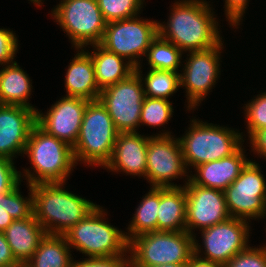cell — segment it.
Here are the masks:
<instances>
[{
  "label": "cell",
  "instance_id": "cell-1",
  "mask_svg": "<svg viewBox=\"0 0 266 267\" xmlns=\"http://www.w3.org/2000/svg\"><path fill=\"white\" fill-rule=\"evenodd\" d=\"M206 0H177L169 19L158 23L159 35L183 52L213 48L222 42L214 8ZM221 36V37H220Z\"/></svg>",
  "mask_w": 266,
  "mask_h": 267
},
{
  "label": "cell",
  "instance_id": "cell-2",
  "mask_svg": "<svg viewBox=\"0 0 266 267\" xmlns=\"http://www.w3.org/2000/svg\"><path fill=\"white\" fill-rule=\"evenodd\" d=\"M65 185V182L32 185L33 215L46 234L63 235L97 206L69 192Z\"/></svg>",
  "mask_w": 266,
  "mask_h": 267
},
{
  "label": "cell",
  "instance_id": "cell-3",
  "mask_svg": "<svg viewBox=\"0 0 266 267\" xmlns=\"http://www.w3.org/2000/svg\"><path fill=\"white\" fill-rule=\"evenodd\" d=\"M24 154L29 157V169L20 171L27 185L40 183H66L76 161L73 147L63 140L47 134L35 124L28 136Z\"/></svg>",
  "mask_w": 266,
  "mask_h": 267
},
{
  "label": "cell",
  "instance_id": "cell-4",
  "mask_svg": "<svg viewBox=\"0 0 266 267\" xmlns=\"http://www.w3.org/2000/svg\"><path fill=\"white\" fill-rule=\"evenodd\" d=\"M190 122L184 136L178 137L188 170L230 156L243 146L245 134L239 130L193 118Z\"/></svg>",
  "mask_w": 266,
  "mask_h": 267
},
{
  "label": "cell",
  "instance_id": "cell-5",
  "mask_svg": "<svg viewBox=\"0 0 266 267\" xmlns=\"http://www.w3.org/2000/svg\"><path fill=\"white\" fill-rule=\"evenodd\" d=\"M118 130L112 121L105 106L100 100L87 103L82 124L73 146L75 161L78 164L100 166L102 168L110 161Z\"/></svg>",
  "mask_w": 266,
  "mask_h": 267
},
{
  "label": "cell",
  "instance_id": "cell-6",
  "mask_svg": "<svg viewBox=\"0 0 266 267\" xmlns=\"http://www.w3.org/2000/svg\"><path fill=\"white\" fill-rule=\"evenodd\" d=\"M105 211L97 205L83 220L63 234L70 248L88 257L129 254L125 232L106 221Z\"/></svg>",
  "mask_w": 266,
  "mask_h": 267
},
{
  "label": "cell",
  "instance_id": "cell-7",
  "mask_svg": "<svg viewBox=\"0 0 266 267\" xmlns=\"http://www.w3.org/2000/svg\"><path fill=\"white\" fill-rule=\"evenodd\" d=\"M131 267L188 263L194 255V236L187 231H154L129 241Z\"/></svg>",
  "mask_w": 266,
  "mask_h": 267
},
{
  "label": "cell",
  "instance_id": "cell-8",
  "mask_svg": "<svg viewBox=\"0 0 266 267\" xmlns=\"http://www.w3.org/2000/svg\"><path fill=\"white\" fill-rule=\"evenodd\" d=\"M51 17L75 49L99 44L106 28L97 0H61L51 11Z\"/></svg>",
  "mask_w": 266,
  "mask_h": 267
},
{
  "label": "cell",
  "instance_id": "cell-9",
  "mask_svg": "<svg viewBox=\"0 0 266 267\" xmlns=\"http://www.w3.org/2000/svg\"><path fill=\"white\" fill-rule=\"evenodd\" d=\"M139 17L106 23L99 43L108 51L126 59L135 68L142 64L141 57H146L150 44L159 34V21Z\"/></svg>",
  "mask_w": 266,
  "mask_h": 267
},
{
  "label": "cell",
  "instance_id": "cell-10",
  "mask_svg": "<svg viewBox=\"0 0 266 267\" xmlns=\"http://www.w3.org/2000/svg\"><path fill=\"white\" fill-rule=\"evenodd\" d=\"M261 172L263 171L259 163L251 159L240 175L224 190L230 217L249 222H251L250 219H265L266 179Z\"/></svg>",
  "mask_w": 266,
  "mask_h": 267
},
{
  "label": "cell",
  "instance_id": "cell-11",
  "mask_svg": "<svg viewBox=\"0 0 266 267\" xmlns=\"http://www.w3.org/2000/svg\"><path fill=\"white\" fill-rule=\"evenodd\" d=\"M146 159L145 180L150 183V187H177L173 180L185 176V180H189L180 141L168 130L154 136L150 135Z\"/></svg>",
  "mask_w": 266,
  "mask_h": 267
},
{
  "label": "cell",
  "instance_id": "cell-12",
  "mask_svg": "<svg viewBox=\"0 0 266 267\" xmlns=\"http://www.w3.org/2000/svg\"><path fill=\"white\" fill-rule=\"evenodd\" d=\"M223 43L205 50L186 52L188 57L185 58L184 68H180L183 71L180 73V87H185L187 93V110H195L217 84L221 75Z\"/></svg>",
  "mask_w": 266,
  "mask_h": 267
},
{
  "label": "cell",
  "instance_id": "cell-13",
  "mask_svg": "<svg viewBox=\"0 0 266 267\" xmlns=\"http://www.w3.org/2000/svg\"><path fill=\"white\" fill-rule=\"evenodd\" d=\"M250 229L247 220L234 217L202 229L200 232L203 246L198 243L194 235V254L202 259L226 265L235 255L249 246Z\"/></svg>",
  "mask_w": 266,
  "mask_h": 267
},
{
  "label": "cell",
  "instance_id": "cell-14",
  "mask_svg": "<svg viewBox=\"0 0 266 267\" xmlns=\"http://www.w3.org/2000/svg\"><path fill=\"white\" fill-rule=\"evenodd\" d=\"M144 99L142 81L136 72L101 90L99 95L119 133L138 132Z\"/></svg>",
  "mask_w": 266,
  "mask_h": 267
},
{
  "label": "cell",
  "instance_id": "cell-15",
  "mask_svg": "<svg viewBox=\"0 0 266 267\" xmlns=\"http://www.w3.org/2000/svg\"><path fill=\"white\" fill-rule=\"evenodd\" d=\"M186 194V231L195 235L199 231L230 218L226 207L224 191L193 184L190 180L184 183ZM194 230V232H193Z\"/></svg>",
  "mask_w": 266,
  "mask_h": 267
},
{
  "label": "cell",
  "instance_id": "cell-16",
  "mask_svg": "<svg viewBox=\"0 0 266 267\" xmlns=\"http://www.w3.org/2000/svg\"><path fill=\"white\" fill-rule=\"evenodd\" d=\"M88 102L83 98L64 96L54 105L52 104L45 114L37 111L36 124L47 134L73 147L77 141Z\"/></svg>",
  "mask_w": 266,
  "mask_h": 267
},
{
  "label": "cell",
  "instance_id": "cell-17",
  "mask_svg": "<svg viewBox=\"0 0 266 267\" xmlns=\"http://www.w3.org/2000/svg\"><path fill=\"white\" fill-rule=\"evenodd\" d=\"M36 124V112L19 105L0 104V156L13 160L24 156L32 127Z\"/></svg>",
  "mask_w": 266,
  "mask_h": 267
},
{
  "label": "cell",
  "instance_id": "cell-18",
  "mask_svg": "<svg viewBox=\"0 0 266 267\" xmlns=\"http://www.w3.org/2000/svg\"><path fill=\"white\" fill-rule=\"evenodd\" d=\"M150 136L138 132L119 133L114 144L113 154L105 169L110 172L146 178L147 146Z\"/></svg>",
  "mask_w": 266,
  "mask_h": 267
},
{
  "label": "cell",
  "instance_id": "cell-19",
  "mask_svg": "<svg viewBox=\"0 0 266 267\" xmlns=\"http://www.w3.org/2000/svg\"><path fill=\"white\" fill-rule=\"evenodd\" d=\"M242 146L230 156L220 160L207 162L195 167V173L189 180L196 185L224 191L240 175L242 169L250 161Z\"/></svg>",
  "mask_w": 266,
  "mask_h": 267
},
{
  "label": "cell",
  "instance_id": "cell-20",
  "mask_svg": "<svg viewBox=\"0 0 266 267\" xmlns=\"http://www.w3.org/2000/svg\"><path fill=\"white\" fill-rule=\"evenodd\" d=\"M77 54L68 65L65 74L66 95L83 98L88 101L98 100L100 89L96 83L92 58L86 47L77 48Z\"/></svg>",
  "mask_w": 266,
  "mask_h": 267
},
{
  "label": "cell",
  "instance_id": "cell-21",
  "mask_svg": "<svg viewBox=\"0 0 266 267\" xmlns=\"http://www.w3.org/2000/svg\"><path fill=\"white\" fill-rule=\"evenodd\" d=\"M3 234L15 260L26 264L32 258L46 232L32 215L29 218L14 220Z\"/></svg>",
  "mask_w": 266,
  "mask_h": 267
},
{
  "label": "cell",
  "instance_id": "cell-22",
  "mask_svg": "<svg viewBox=\"0 0 266 267\" xmlns=\"http://www.w3.org/2000/svg\"><path fill=\"white\" fill-rule=\"evenodd\" d=\"M157 231H186L185 188L160 187V201L157 213Z\"/></svg>",
  "mask_w": 266,
  "mask_h": 267
},
{
  "label": "cell",
  "instance_id": "cell-23",
  "mask_svg": "<svg viewBox=\"0 0 266 267\" xmlns=\"http://www.w3.org/2000/svg\"><path fill=\"white\" fill-rule=\"evenodd\" d=\"M31 81L29 74L16 61L2 66L0 69V104L24 106L37 112L39 109L28 102L33 89Z\"/></svg>",
  "mask_w": 266,
  "mask_h": 267
},
{
  "label": "cell",
  "instance_id": "cell-24",
  "mask_svg": "<svg viewBox=\"0 0 266 267\" xmlns=\"http://www.w3.org/2000/svg\"><path fill=\"white\" fill-rule=\"evenodd\" d=\"M90 46L93 47V51H87L92 58L96 83L100 90H104L105 88L128 78L135 72V67L126 61V59L108 51L100 44Z\"/></svg>",
  "mask_w": 266,
  "mask_h": 267
},
{
  "label": "cell",
  "instance_id": "cell-25",
  "mask_svg": "<svg viewBox=\"0 0 266 267\" xmlns=\"http://www.w3.org/2000/svg\"><path fill=\"white\" fill-rule=\"evenodd\" d=\"M72 249L64 235L46 234L40 241L27 267H71Z\"/></svg>",
  "mask_w": 266,
  "mask_h": 267
},
{
  "label": "cell",
  "instance_id": "cell-26",
  "mask_svg": "<svg viewBox=\"0 0 266 267\" xmlns=\"http://www.w3.org/2000/svg\"><path fill=\"white\" fill-rule=\"evenodd\" d=\"M160 201V187H151L143 196L125 235L128 242L139 235L157 231V213Z\"/></svg>",
  "mask_w": 266,
  "mask_h": 267
},
{
  "label": "cell",
  "instance_id": "cell-27",
  "mask_svg": "<svg viewBox=\"0 0 266 267\" xmlns=\"http://www.w3.org/2000/svg\"><path fill=\"white\" fill-rule=\"evenodd\" d=\"M21 182L10 192L0 193V232L14 221L29 218L33 215V191L32 185L29 187L28 197L20 193Z\"/></svg>",
  "mask_w": 266,
  "mask_h": 267
},
{
  "label": "cell",
  "instance_id": "cell-28",
  "mask_svg": "<svg viewBox=\"0 0 266 267\" xmlns=\"http://www.w3.org/2000/svg\"><path fill=\"white\" fill-rule=\"evenodd\" d=\"M142 65L135 68L139 75L145 92V97L167 99L180 88V73L171 70L149 69L144 77ZM143 76V77H142Z\"/></svg>",
  "mask_w": 266,
  "mask_h": 267
},
{
  "label": "cell",
  "instance_id": "cell-29",
  "mask_svg": "<svg viewBox=\"0 0 266 267\" xmlns=\"http://www.w3.org/2000/svg\"><path fill=\"white\" fill-rule=\"evenodd\" d=\"M183 51L159 34L150 44L146 59L150 68L180 72Z\"/></svg>",
  "mask_w": 266,
  "mask_h": 267
},
{
  "label": "cell",
  "instance_id": "cell-30",
  "mask_svg": "<svg viewBox=\"0 0 266 267\" xmlns=\"http://www.w3.org/2000/svg\"><path fill=\"white\" fill-rule=\"evenodd\" d=\"M172 102L167 99L145 97L140 114L139 127L147 125L151 127H162L171 119L173 111Z\"/></svg>",
  "mask_w": 266,
  "mask_h": 267
},
{
  "label": "cell",
  "instance_id": "cell-31",
  "mask_svg": "<svg viewBox=\"0 0 266 267\" xmlns=\"http://www.w3.org/2000/svg\"><path fill=\"white\" fill-rule=\"evenodd\" d=\"M106 23L133 18L142 12L145 0H97ZM142 8V9H141Z\"/></svg>",
  "mask_w": 266,
  "mask_h": 267
},
{
  "label": "cell",
  "instance_id": "cell-32",
  "mask_svg": "<svg viewBox=\"0 0 266 267\" xmlns=\"http://www.w3.org/2000/svg\"><path fill=\"white\" fill-rule=\"evenodd\" d=\"M245 119L248 139L258 130L266 128V91L245 104Z\"/></svg>",
  "mask_w": 266,
  "mask_h": 267
},
{
  "label": "cell",
  "instance_id": "cell-33",
  "mask_svg": "<svg viewBox=\"0 0 266 267\" xmlns=\"http://www.w3.org/2000/svg\"><path fill=\"white\" fill-rule=\"evenodd\" d=\"M225 267H266V252L258 246H249L235 255Z\"/></svg>",
  "mask_w": 266,
  "mask_h": 267
},
{
  "label": "cell",
  "instance_id": "cell-34",
  "mask_svg": "<svg viewBox=\"0 0 266 267\" xmlns=\"http://www.w3.org/2000/svg\"><path fill=\"white\" fill-rule=\"evenodd\" d=\"M14 163V160L0 156V193L10 192L23 180Z\"/></svg>",
  "mask_w": 266,
  "mask_h": 267
},
{
  "label": "cell",
  "instance_id": "cell-35",
  "mask_svg": "<svg viewBox=\"0 0 266 267\" xmlns=\"http://www.w3.org/2000/svg\"><path fill=\"white\" fill-rule=\"evenodd\" d=\"M71 267H131V259L127 254L113 257H88L82 261L73 259Z\"/></svg>",
  "mask_w": 266,
  "mask_h": 267
},
{
  "label": "cell",
  "instance_id": "cell-36",
  "mask_svg": "<svg viewBox=\"0 0 266 267\" xmlns=\"http://www.w3.org/2000/svg\"><path fill=\"white\" fill-rule=\"evenodd\" d=\"M18 38L9 29L0 28V64L4 66L14 62L18 48Z\"/></svg>",
  "mask_w": 266,
  "mask_h": 267
},
{
  "label": "cell",
  "instance_id": "cell-37",
  "mask_svg": "<svg viewBox=\"0 0 266 267\" xmlns=\"http://www.w3.org/2000/svg\"><path fill=\"white\" fill-rule=\"evenodd\" d=\"M249 1L250 0H225L224 12L231 27L238 28L237 26L242 24L243 14H245L246 8L249 6Z\"/></svg>",
  "mask_w": 266,
  "mask_h": 267
},
{
  "label": "cell",
  "instance_id": "cell-38",
  "mask_svg": "<svg viewBox=\"0 0 266 267\" xmlns=\"http://www.w3.org/2000/svg\"><path fill=\"white\" fill-rule=\"evenodd\" d=\"M248 140L251 151L266 160V128L256 131Z\"/></svg>",
  "mask_w": 266,
  "mask_h": 267
},
{
  "label": "cell",
  "instance_id": "cell-39",
  "mask_svg": "<svg viewBox=\"0 0 266 267\" xmlns=\"http://www.w3.org/2000/svg\"><path fill=\"white\" fill-rule=\"evenodd\" d=\"M17 263L3 232H0V267Z\"/></svg>",
  "mask_w": 266,
  "mask_h": 267
},
{
  "label": "cell",
  "instance_id": "cell-40",
  "mask_svg": "<svg viewBox=\"0 0 266 267\" xmlns=\"http://www.w3.org/2000/svg\"><path fill=\"white\" fill-rule=\"evenodd\" d=\"M187 267H225V265L215 261L202 259L194 254L187 263Z\"/></svg>",
  "mask_w": 266,
  "mask_h": 267
},
{
  "label": "cell",
  "instance_id": "cell-41",
  "mask_svg": "<svg viewBox=\"0 0 266 267\" xmlns=\"http://www.w3.org/2000/svg\"><path fill=\"white\" fill-rule=\"evenodd\" d=\"M145 267H187V263H173V264H159L155 266H145Z\"/></svg>",
  "mask_w": 266,
  "mask_h": 267
},
{
  "label": "cell",
  "instance_id": "cell-42",
  "mask_svg": "<svg viewBox=\"0 0 266 267\" xmlns=\"http://www.w3.org/2000/svg\"><path fill=\"white\" fill-rule=\"evenodd\" d=\"M3 267H27V265L25 263H22V262H17L13 265H10V266H3Z\"/></svg>",
  "mask_w": 266,
  "mask_h": 267
},
{
  "label": "cell",
  "instance_id": "cell-43",
  "mask_svg": "<svg viewBox=\"0 0 266 267\" xmlns=\"http://www.w3.org/2000/svg\"><path fill=\"white\" fill-rule=\"evenodd\" d=\"M42 1L43 0H34L32 3H34L35 5H37L36 7H38V6H42V4H43Z\"/></svg>",
  "mask_w": 266,
  "mask_h": 267
},
{
  "label": "cell",
  "instance_id": "cell-44",
  "mask_svg": "<svg viewBox=\"0 0 266 267\" xmlns=\"http://www.w3.org/2000/svg\"><path fill=\"white\" fill-rule=\"evenodd\" d=\"M260 247L266 252V245H263V246H260Z\"/></svg>",
  "mask_w": 266,
  "mask_h": 267
}]
</instances>
